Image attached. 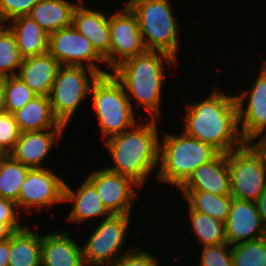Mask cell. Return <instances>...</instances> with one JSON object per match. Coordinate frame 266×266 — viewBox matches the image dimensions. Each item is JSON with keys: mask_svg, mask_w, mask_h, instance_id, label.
I'll return each mask as SVG.
<instances>
[{"mask_svg": "<svg viewBox=\"0 0 266 266\" xmlns=\"http://www.w3.org/2000/svg\"><path fill=\"white\" fill-rule=\"evenodd\" d=\"M76 188L75 191L65 182L63 202L72 204L67 222L79 225L96 217L102 220L111 215L103 206L95 186L86 177Z\"/></svg>", "mask_w": 266, "mask_h": 266, "instance_id": "cell-19", "label": "cell"}, {"mask_svg": "<svg viewBox=\"0 0 266 266\" xmlns=\"http://www.w3.org/2000/svg\"><path fill=\"white\" fill-rule=\"evenodd\" d=\"M10 256V238L4 241H0V266L9 265Z\"/></svg>", "mask_w": 266, "mask_h": 266, "instance_id": "cell-38", "label": "cell"}, {"mask_svg": "<svg viewBox=\"0 0 266 266\" xmlns=\"http://www.w3.org/2000/svg\"><path fill=\"white\" fill-rule=\"evenodd\" d=\"M62 65L48 52L22 60L17 76L37 95L49 97Z\"/></svg>", "mask_w": 266, "mask_h": 266, "instance_id": "cell-21", "label": "cell"}, {"mask_svg": "<svg viewBox=\"0 0 266 266\" xmlns=\"http://www.w3.org/2000/svg\"><path fill=\"white\" fill-rule=\"evenodd\" d=\"M6 113L5 109V101H4V88H3V80L0 78V115Z\"/></svg>", "mask_w": 266, "mask_h": 266, "instance_id": "cell-41", "label": "cell"}, {"mask_svg": "<svg viewBox=\"0 0 266 266\" xmlns=\"http://www.w3.org/2000/svg\"><path fill=\"white\" fill-rule=\"evenodd\" d=\"M13 115L21 133L67 128L53 114L50 99L47 96H35Z\"/></svg>", "mask_w": 266, "mask_h": 266, "instance_id": "cell-23", "label": "cell"}, {"mask_svg": "<svg viewBox=\"0 0 266 266\" xmlns=\"http://www.w3.org/2000/svg\"><path fill=\"white\" fill-rule=\"evenodd\" d=\"M124 3L137 18L147 50L164 52L178 60L180 26L170 0H128Z\"/></svg>", "mask_w": 266, "mask_h": 266, "instance_id": "cell-6", "label": "cell"}, {"mask_svg": "<svg viewBox=\"0 0 266 266\" xmlns=\"http://www.w3.org/2000/svg\"><path fill=\"white\" fill-rule=\"evenodd\" d=\"M204 98L186 102L182 131L219 153H229L244 145L235 95L230 92L226 95L224 90L215 87Z\"/></svg>", "mask_w": 266, "mask_h": 266, "instance_id": "cell-1", "label": "cell"}, {"mask_svg": "<svg viewBox=\"0 0 266 266\" xmlns=\"http://www.w3.org/2000/svg\"><path fill=\"white\" fill-rule=\"evenodd\" d=\"M85 176L96 188L103 206L110 214H132L134 203L142 187L133 179L112 172L105 167Z\"/></svg>", "mask_w": 266, "mask_h": 266, "instance_id": "cell-14", "label": "cell"}, {"mask_svg": "<svg viewBox=\"0 0 266 266\" xmlns=\"http://www.w3.org/2000/svg\"><path fill=\"white\" fill-rule=\"evenodd\" d=\"M99 73L84 66H61L49 95L53 114L66 127L79 105L89 98Z\"/></svg>", "mask_w": 266, "mask_h": 266, "instance_id": "cell-9", "label": "cell"}, {"mask_svg": "<svg viewBox=\"0 0 266 266\" xmlns=\"http://www.w3.org/2000/svg\"><path fill=\"white\" fill-rule=\"evenodd\" d=\"M81 0L75 7L72 16V26L84 35L92 44L96 52L105 59L110 53L111 36L109 29V15L102 10L86 7Z\"/></svg>", "mask_w": 266, "mask_h": 266, "instance_id": "cell-17", "label": "cell"}, {"mask_svg": "<svg viewBox=\"0 0 266 266\" xmlns=\"http://www.w3.org/2000/svg\"><path fill=\"white\" fill-rule=\"evenodd\" d=\"M42 234L27 225L10 236L8 266H41Z\"/></svg>", "mask_w": 266, "mask_h": 266, "instance_id": "cell-25", "label": "cell"}, {"mask_svg": "<svg viewBox=\"0 0 266 266\" xmlns=\"http://www.w3.org/2000/svg\"><path fill=\"white\" fill-rule=\"evenodd\" d=\"M251 143L260 147H266V128Z\"/></svg>", "mask_w": 266, "mask_h": 266, "instance_id": "cell-40", "label": "cell"}, {"mask_svg": "<svg viewBox=\"0 0 266 266\" xmlns=\"http://www.w3.org/2000/svg\"><path fill=\"white\" fill-rule=\"evenodd\" d=\"M89 100L95 112L104 141L132 128L140 120L135 114L122 83L112 72L99 77L92 84ZM139 117H137V116Z\"/></svg>", "mask_w": 266, "mask_h": 266, "instance_id": "cell-5", "label": "cell"}, {"mask_svg": "<svg viewBox=\"0 0 266 266\" xmlns=\"http://www.w3.org/2000/svg\"><path fill=\"white\" fill-rule=\"evenodd\" d=\"M255 203L259 212V216L261 218L263 228L266 231V188L259 195V198L256 200Z\"/></svg>", "mask_w": 266, "mask_h": 266, "instance_id": "cell-37", "label": "cell"}, {"mask_svg": "<svg viewBox=\"0 0 266 266\" xmlns=\"http://www.w3.org/2000/svg\"><path fill=\"white\" fill-rule=\"evenodd\" d=\"M5 25H6V23L3 21V18H2L1 14H0V28L5 26Z\"/></svg>", "mask_w": 266, "mask_h": 266, "instance_id": "cell-42", "label": "cell"}, {"mask_svg": "<svg viewBox=\"0 0 266 266\" xmlns=\"http://www.w3.org/2000/svg\"><path fill=\"white\" fill-rule=\"evenodd\" d=\"M143 122L138 121L132 128L103 142L114 163L105 168L133 179L141 187L146 186L151 173L157 177L161 136L158 119L147 118Z\"/></svg>", "mask_w": 266, "mask_h": 266, "instance_id": "cell-2", "label": "cell"}, {"mask_svg": "<svg viewBox=\"0 0 266 266\" xmlns=\"http://www.w3.org/2000/svg\"><path fill=\"white\" fill-rule=\"evenodd\" d=\"M30 169L11 155L3 154L0 157V198L17 204L20 188Z\"/></svg>", "mask_w": 266, "mask_h": 266, "instance_id": "cell-28", "label": "cell"}, {"mask_svg": "<svg viewBox=\"0 0 266 266\" xmlns=\"http://www.w3.org/2000/svg\"><path fill=\"white\" fill-rule=\"evenodd\" d=\"M13 233L6 224L0 222V241L9 239Z\"/></svg>", "mask_w": 266, "mask_h": 266, "instance_id": "cell-39", "label": "cell"}, {"mask_svg": "<svg viewBox=\"0 0 266 266\" xmlns=\"http://www.w3.org/2000/svg\"><path fill=\"white\" fill-rule=\"evenodd\" d=\"M183 202L192 210L207 214L215 219L225 222L229 216L233 197L231 195L219 196L206 191H181ZM186 201V202H185Z\"/></svg>", "mask_w": 266, "mask_h": 266, "instance_id": "cell-27", "label": "cell"}, {"mask_svg": "<svg viewBox=\"0 0 266 266\" xmlns=\"http://www.w3.org/2000/svg\"><path fill=\"white\" fill-rule=\"evenodd\" d=\"M65 180L48 168H33L27 173L17 200L18 210L39 212L63 204Z\"/></svg>", "mask_w": 266, "mask_h": 266, "instance_id": "cell-12", "label": "cell"}, {"mask_svg": "<svg viewBox=\"0 0 266 266\" xmlns=\"http://www.w3.org/2000/svg\"><path fill=\"white\" fill-rule=\"evenodd\" d=\"M40 0H0V14L7 24L10 20L28 15Z\"/></svg>", "mask_w": 266, "mask_h": 266, "instance_id": "cell-35", "label": "cell"}, {"mask_svg": "<svg viewBox=\"0 0 266 266\" xmlns=\"http://www.w3.org/2000/svg\"><path fill=\"white\" fill-rule=\"evenodd\" d=\"M263 240L265 241V243H266V231H265V233L263 234Z\"/></svg>", "mask_w": 266, "mask_h": 266, "instance_id": "cell-43", "label": "cell"}, {"mask_svg": "<svg viewBox=\"0 0 266 266\" xmlns=\"http://www.w3.org/2000/svg\"><path fill=\"white\" fill-rule=\"evenodd\" d=\"M19 212L15 202L0 198V222L6 224L13 232L20 231L26 226L21 223Z\"/></svg>", "mask_w": 266, "mask_h": 266, "instance_id": "cell-36", "label": "cell"}, {"mask_svg": "<svg viewBox=\"0 0 266 266\" xmlns=\"http://www.w3.org/2000/svg\"><path fill=\"white\" fill-rule=\"evenodd\" d=\"M225 232L231 246L261 238L265 230L256 203L233 198L225 220Z\"/></svg>", "mask_w": 266, "mask_h": 266, "instance_id": "cell-16", "label": "cell"}, {"mask_svg": "<svg viewBox=\"0 0 266 266\" xmlns=\"http://www.w3.org/2000/svg\"><path fill=\"white\" fill-rule=\"evenodd\" d=\"M48 52L62 66H84L100 75L110 73L101 68L106 63L91 42L72 25L49 34Z\"/></svg>", "mask_w": 266, "mask_h": 266, "instance_id": "cell-11", "label": "cell"}, {"mask_svg": "<svg viewBox=\"0 0 266 266\" xmlns=\"http://www.w3.org/2000/svg\"><path fill=\"white\" fill-rule=\"evenodd\" d=\"M77 3L69 0H40L29 12L48 34L72 25V16ZM73 2V3H72Z\"/></svg>", "mask_w": 266, "mask_h": 266, "instance_id": "cell-24", "label": "cell"}, {"mask_svg": "<svg viewBox=\"0 0 266 266\" xmlns=\"http://www.w3.org/2000/svg\"><path fill=\"white\" fill-rule=\"evenodd\" d=\"M123 5L109 14L111 45L104 61L105 69H110V72L124 60L148 51L135 14L125 3Z\"/></svg>", "mask_w": 266, "mask_h": 266, "instance_id": "cell-10", "label": "cell"}, {"mask_svg": "<svg viewBox=\"0 0 266 266\" xmlns=\"http://www.w3.org/2000/svg\"><path fill=\"white\" fill-rule=\"evenodd\" d=\"M178 61L164 52L147 51L124 60L111 72L122 83L134 111L142 107L149 119L160 120L163 84L167 77L163 62L171 69Z\"/></svg>", "mask_w": 266, "mask_h": 266, "instance_id": "cell-3", "label": "cell"}, {"mask_svg": "<svg viewBox=\"0 0 266 266\" xmlns=\"http://www.w3.org/2000/svg\"><path fill=\"white\" fill-rule=\"evenodd\" d=\"M130 216L132 215L111 214L96 225L89 238L82 244L85 266L112 265L133 248V246L125 248L131 226Z\"/></svg>", "mask_w": 266, "mask_h": 266, "instance_id": "cell-8", "label": "cell"}, {"mask_svg": "<svg viewBox=\"0 0 266 266\" xmlns=\"http://www.w3.org/2000/svg\"><path fill=\"white\" fill-rule=\"evenodd\" d=\"M247 90L235 92L239 127L243 139L252 142L266 128V59Z\"/></svg>", "mask_w": 266, "mask_h": 266, "instance_id": "cell-13", "label": "cell"}, {"mask_svg": "<svg viewBox=\"0 0 266 266\" xmlns=\"http://www.w3.org/2000/svg\"><path fill=\"white\" fill-rule=\"evenodd\" d=\"M233 266H266L263 237L231 246Z\"/></svg>", "mask_w": 266, "mask_h": 266, "instance_id": "cell-30", "label": "cell"}, {"mask_svg": "<svg viewBox=\"0 0 266 266\" xmlns=\"http://www.w3.org/2000/svg\"><path fill=\"white\" fill-rule=\"evenodd\" d=\"M20 134L21 131L13 114L0 115V152L2 154H9L14 149Z\"/></svg>", "mask_w": 266, "mask_h": 266, "instance_id": "cell-33", "label": "cell"}, {"mask_svg": "<svg viewBox=\"0 0 266 266\" xmlns=\"http://www.w3.org/2000/svg\"><path fill=\"white\" fill-rule=\"evenodd\" d=\"M23 58L15 34L5 25L0 28V78L17 76Z\"/></svg>", "mask_w": 266, "mask_h": 266, "instance_id": "cell-29", "label": "cell"}, {"mask_svg": "<svg viewBox=\"0 0 266 266\" xmlns=\"http://www.w3.org/2000/svg\"><path fill=\"white\" fill-rule=\"evenodd\" d=\"M231 196L256 202L266 188V149L251 142L228 153Z\"/></svg>", "mask_w": 266, "mask_h": 266, "instance_id": "cell-7", "label": "cell"}, {"mask_svg": "<svg viewBox=\"0 0 266 266\" xmlns=\"http://www.w3.org/2000/svg\"><path fill=\"white\" fill-rule=\"evenodd\" d=\"M185 209L187 210V216L190 226L191 236L194 234L195 240L200 244V248L204 245H216L227 243L226 232H225V222L215 219L207 214L194 211L188 205ZM193 232V233H192Z\"/></svg>", "mask_w": 266, "mask_h": 266, "instance_id": "cell-26", "label": "cell"}, {"mask_svg": "<svg viewBox=\"0 0 266 266\" xmlns=\"http://www.w3.org/2000/svg\"><path fill=\"white\" fill-rule=\"evenodd\" d=\"M70 232H45L42 234L41 266H85L82 245Z\"/></svg>", "mask_w": 266, "mask_h": 266, "instance_id": "cell-20", "label": "cell"}, {"mask_svg": "<svg viewBox=\"0 0 266 266\" xmlns=\"http://www.w3.org/2000/svg\"><path fill=\"white\" fill-rule=\"evenodd\" d=\"M65 130L47 129L23 132L9 155L31 169L46 168V165L43 164L44 160L47 158L46 156L50 155L55 144L65 137L63 136Z\"/></svg>", "mask_w": 266, "mask_h": 266, "instance_id": "cell-15", "label": "cell"}, {"mask_svg": "<svg viewBox=\"0 0 266 266\" xmlns=\"http://www.w3.org/2000/svg\"><path fill=\"white\" fill-rule=\"evenodd\" d=\"M145 251L135 245L130 251L123 254L115 263L109 266H160V259L153 253Z\"/></svg>", "mask_w": 266, "mask_h": 266, "instance_id": "cell-34", "label": "cell"}, {"mask_svg": "<svg viewBox=\"0 0 266 266\" xmlns=\"http://www.w3.org/2000/svg\"><path fill=\"white\" fill-rule=\"evenodd\" d=\"M15 34L21 57L48 53L49 34L28 15L19 16L6 24Z\"/></svg>", "mask_w": 266, "mask_h": 266, "instance_id": "cell-22", "label": "cell"}, {"mask_svg": "<svg viewBox=\"0 0 266 266\" xmlns=\"http://www.w3.org/2000/svg\"><path fill=\"white\" fill-rule=\"evenodd\" d=\"M2 80L6 113L13 114L37 96L18 76Z\"/></svg>", "mask_w": 266, "mask_h": 266, "instance_id": "cell-31", "label": "cell"}, {"mask_svg": "<svg viewBox=\"0 0 266 266\" xmlns=\"http://www.w3.org/2000/svg\"><path fill=\"white\" fill-rule=\"evenodd\" d=\"M178 190L231 195L228 153H219L213 160L199 166Z\"/></svg>", "mask_w": 266, "mask_h": 266, "instance_id": "cell-18", "label": "cell"}, {"mask_svg": "<svg viewBox=\"0 0 266 266\" xmlns=\"http://www.w3.org/2000/svg\"><path fill=\"white\" fill-rule=\"evenodd\" d=\"M198 250L199 266H233L231 245L228 243L204 245Z\"/></svg>", "mask_w": 266, "mask_h": 266, "instance_id": "cell-32", "label": "cell"}, {"mask_svg": "<svg viewBox=\"0 0 266 266\" xmlns=\"http://www.w3.org/2000/svg\"><path fill=\"white\" fill-rule=\"evenodd\" d=\"M162 131L160 136L159 169L157 183L169 184L178 189L194 171L211 160L219 152L212 146L186 135ZM163 135V136H162Z\"/></svg>", "mask_w": 266, "mask_h": 266, "instance_id": "cell-4", "label": "cell"}]
</instances>
